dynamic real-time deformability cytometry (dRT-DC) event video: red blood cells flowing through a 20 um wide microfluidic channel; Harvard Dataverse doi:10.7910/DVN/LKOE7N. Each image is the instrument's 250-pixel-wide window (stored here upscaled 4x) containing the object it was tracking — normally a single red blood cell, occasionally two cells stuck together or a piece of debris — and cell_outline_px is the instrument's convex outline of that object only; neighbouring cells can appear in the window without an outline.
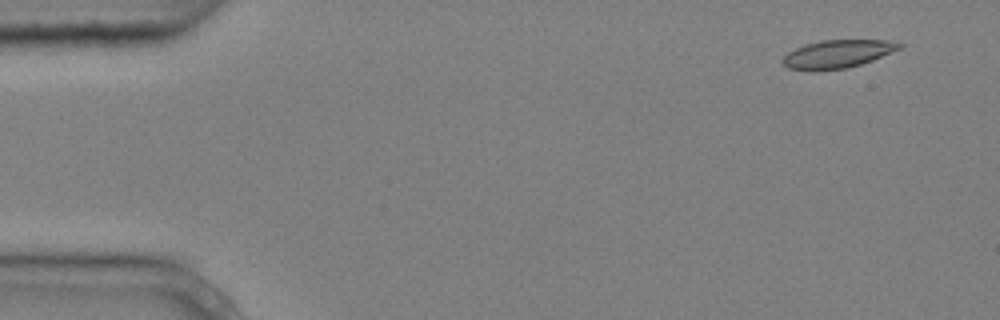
{"species": "common noctule bat (a hibernating species)", "species_latin": "Nyctalus noctula", "temperature_condition": "cold", "stored_images_in_passage": 6, "camera_frame_rate_fps": 3000, "um_per_image_px": 0.085, "animal": {"sex": "male", "body_mass_g": 20.4}, "frame": {"image": 1, "passage_image": 2, "time_ms": 0.333, "image_size_px": [1000, 320], "cell_outline_px": [[904, 44], [900, 48], [872, 60], [860, 64], [844, 68], [812, 72], [788, 68], [780, 60], [788, 52], [804, 44], [820, 40], [888, 40]], "centroid_in_image_um": [71.12, 4.59], "position_along_channel_um": 13.9, "area_um2": 19.13}}
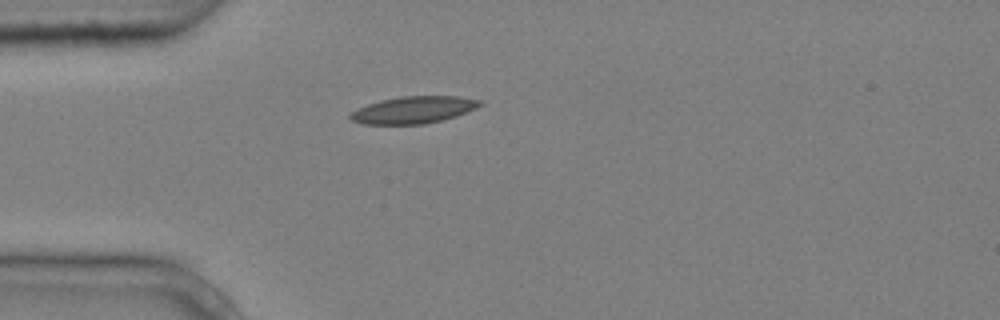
{"frame": {"image": 2, "passage_image": 5, "time_ms": 1.333, "image_size_px": [1000, 320], "cell_outline_px": [[484, 104], [476, 108], [456, 116], [424, 124], [360, 124], [352, 120], [348, 116], [356, 108], [380, 100], [400, 96], [456, 96], [484, 100]], "centroid_in_image_um": [35.15, 9.33], "position_along_channel_um": 49.8, "area_um2": 20.52}}